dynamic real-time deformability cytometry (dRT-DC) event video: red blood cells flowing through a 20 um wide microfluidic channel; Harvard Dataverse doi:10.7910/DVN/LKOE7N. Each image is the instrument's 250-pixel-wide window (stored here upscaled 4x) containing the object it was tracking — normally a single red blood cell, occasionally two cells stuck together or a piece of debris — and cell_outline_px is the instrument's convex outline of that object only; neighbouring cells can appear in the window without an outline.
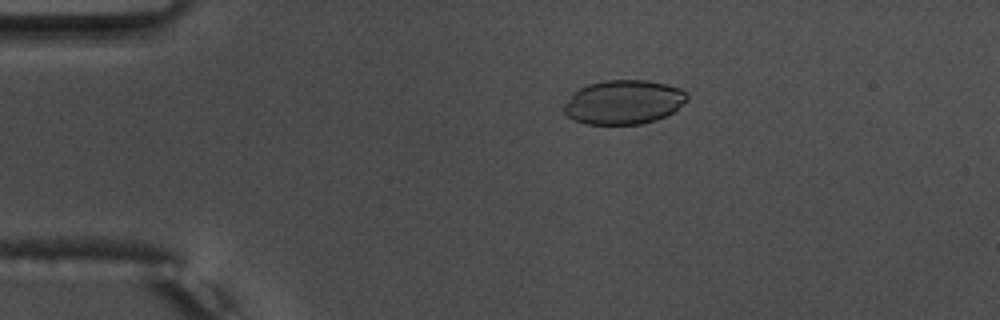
{"species": "common noctule bat (a hibernating species)", "species_latin": "Nyctalus noctula", "temperature_condition": "warm", "stored_images_in_passage": 51, "camera_frame_rate_fps": 3000, "um_per_image_px": 0.085, "animal": {"sex": "male", "body_mass_g": 17.5, "forearm_length_mm": 52.3}, "frame": {"image": 1, "passage_image": 8, "time_ms": 2.333, "image_size_px": [1000, 320], "cell_outline_px": [[688, 100], [672, 112], [656, 120], [640, 124], [584, 124], [572, 120], [564, 112], [564, 104], [580, 88], [588, 84], [604, 80], [648, 80], [680, 88], [688, 92]], "centroid_in_image_um": [53.02, 8.68], "position_along_channel_um": 32.0, "area_um2": 31.62}}